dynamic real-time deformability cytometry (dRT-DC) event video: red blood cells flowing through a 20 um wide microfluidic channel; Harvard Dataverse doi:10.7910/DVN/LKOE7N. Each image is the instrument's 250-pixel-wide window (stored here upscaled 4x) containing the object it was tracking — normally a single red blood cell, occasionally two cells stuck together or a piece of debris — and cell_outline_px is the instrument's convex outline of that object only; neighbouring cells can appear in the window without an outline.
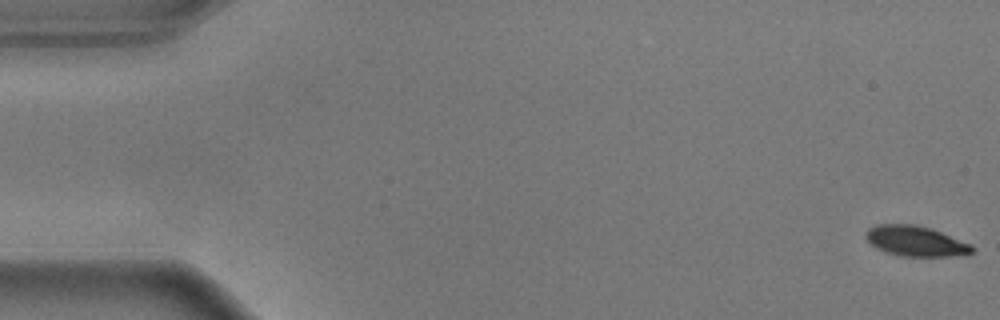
{"species": "common noctule bat (a hibernating species)", "species_latin": "Nyctalus noctula", "temperature_condition": "warm", "stored_images_in_passage": 57, "segment_of_instrument_passage": [1, 2], "camera_frame_rate_fps": 3000, "um_per_image_px": 0.085, "animal": {"sex": "male", "body_mass_g": 17.9}, "frame": {"image": 1, "passage_image": 1, "time_ms": 0.0, "image_size_px": [1000, 320], "cell_outline_px": [[972, 252], [952, 256], [900, 256], [884, 252], [876, 248], [864, 236], [864, 232], [868, 228], [876, 224], [916, 224], [932, 228], [972, 244]], "centroid_in_image_um": [77.78, 20.47], "position_along_channel_um": 7.2, "area_um2": 18.9}}
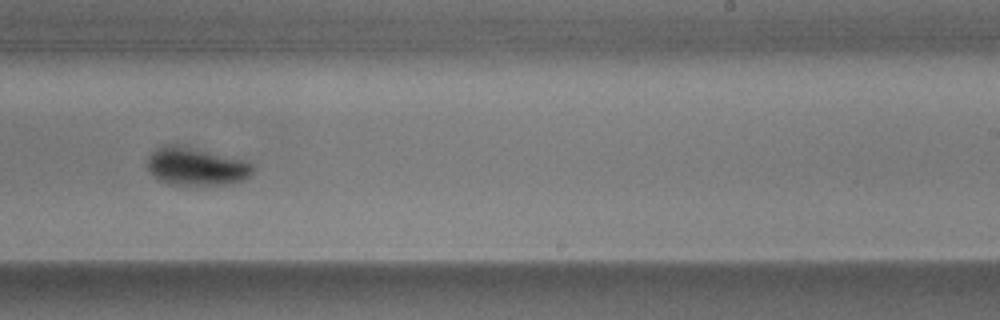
{"frame": {"image": 2, "passage_image": 35, "time_ms": 11.333, "image_size_px": [1000, 320], "cell_outline_px": [[256, 168], [244, 180], [228, 184], [168, 184], [160, 180], [148, 168], [148, 156], [156, 148], [164, 144], [172, 144], [248, 160]], "centroid_in_image_um": [16.71, 14.14], "position_along_channel_um": 272.3, "area_um2": 23.0}}
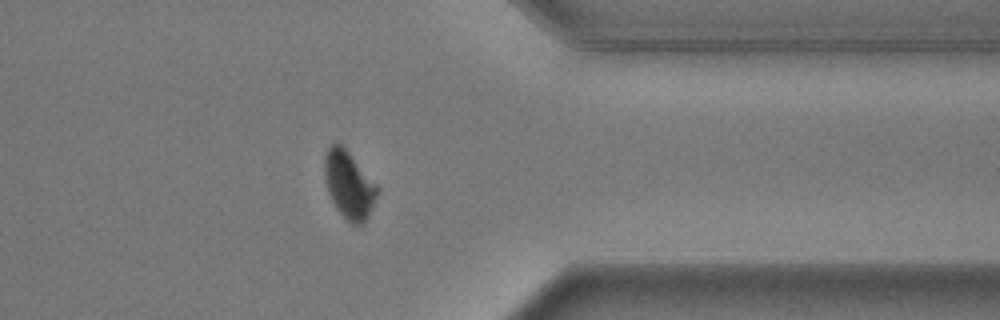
{"frame": {"image": 3, "passage_image": 45, "time_ms": 14.667, "image_size_px": [1000, 320], "cell_outline_px": [[380, 192], [364, 220], [360, 224], [352, 224], [336, 208], [328, 192], [324, 176], [324, 156], [328, 148], [336, 140], [348, 152], [380, 188]], "centroid_in_image_um": [29.65, 15.67], "position_along_channel_um": 381.8, "area_um2": 20.35}}